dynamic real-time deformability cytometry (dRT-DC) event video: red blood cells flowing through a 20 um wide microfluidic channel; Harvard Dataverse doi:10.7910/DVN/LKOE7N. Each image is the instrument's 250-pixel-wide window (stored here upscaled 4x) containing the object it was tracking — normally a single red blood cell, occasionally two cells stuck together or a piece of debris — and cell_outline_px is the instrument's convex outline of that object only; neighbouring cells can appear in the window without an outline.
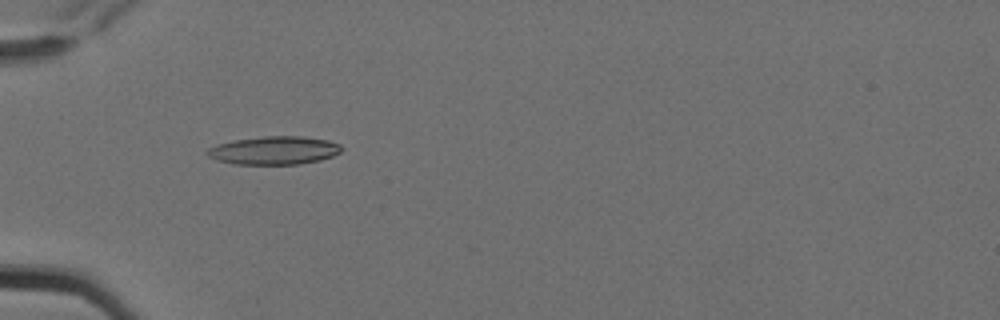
{"species": "Egyptian fruit bat (a non-hibernating species)", "species_latin": "Rousettus aegyptiacus", "temperature_condition": "cold", "stored_images_in_passage": 5, "camera_frame_rate_fps": 3000, "um_per_image_px": 0.085, "animal": {"sex": "female"}, "frame": {"image": 1, "passage_image": 4, "time_ms": 1.0, "image_size_px": [1000, 320], "cell_outline_px": [[344, 148], [340, 152], [332, 156], [320, 160], [300, 164], [236, 164], [216, 160], [208, 156], [204, 152], [208, 148], [216, 144], [236, 140], [264, 136], [304, 136], [328, 140], [340, 144]], "centroid_in_image_um": [23.31, 12.78], "position_along_channel_um": 61.7, "area_um2": 22.2}}
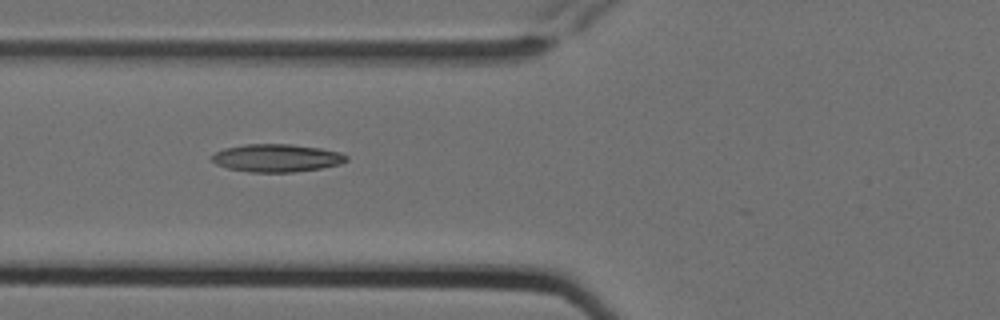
{"frame": {"image": 2, "passage_image": 5, "time_ms": 1.333, "image_size_px": [1000, 320], "cell_outline_px": [[348, 160], [340, 164], [320, 168], [292, 172], [248, 172], [228, 168], [216, 164], [212, 160], [212, 156], [216, 152], [224, 148], [244, 144], [292, 144], [320, 148], [340, 152], [348, 156]], "centroid_in_image_um": [23.52, 13.42], "position_along_channel_um": 102.3, "area_um2": 21.79}}